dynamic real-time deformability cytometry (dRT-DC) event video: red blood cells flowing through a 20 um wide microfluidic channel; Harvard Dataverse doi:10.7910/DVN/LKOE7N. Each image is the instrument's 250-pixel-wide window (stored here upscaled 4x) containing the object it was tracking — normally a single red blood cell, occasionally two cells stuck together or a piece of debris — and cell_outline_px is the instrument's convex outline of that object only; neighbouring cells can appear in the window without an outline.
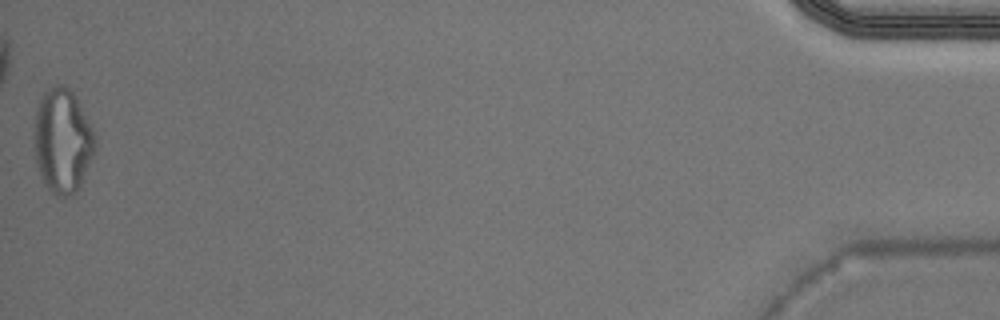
{"species": "Egyptian fruit bat (a non-hibernating species)", "species_latin": "Rousettus aegyptiacus", "temperature_condition": "warm", "stored_images_in_passage": 33, "camera_frame_rate_fps": 3000, "um_per_image_px": 0.085, "animal": {"sex": "male"}, "frame": {"image": 1, "passage_image": 33, "time_ms": 10.667, "image_size_px": [1000, 320], "cell_outline_px": [[96, 148], [80, 184], [76, 192], [64, 196], [56, 196], [44, 184], [40, 176], [36, 160], [32, 136], [36, 108], [44, 92], [48, 88], [56, 84], [60, 84], [68, 88], [76, 96], [92, 128], [96, 140]], "centroid_in_image_um": [5.28, 11.95], "position_along_channel_um": 429.9, "area_um2": 37.17}}